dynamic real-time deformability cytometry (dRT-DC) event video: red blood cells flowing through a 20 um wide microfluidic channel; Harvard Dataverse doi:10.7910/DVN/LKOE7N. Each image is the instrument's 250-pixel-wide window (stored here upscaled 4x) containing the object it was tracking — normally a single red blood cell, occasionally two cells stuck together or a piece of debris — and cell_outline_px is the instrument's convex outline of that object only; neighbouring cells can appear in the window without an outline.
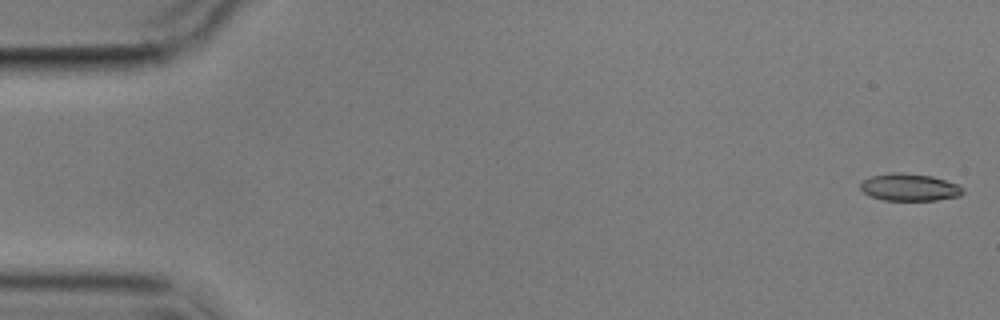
{"species": "common noctule bat (a hibernating species)", "species_latin": "Nyctalus noctula", "temperature_condition": "cold", "stored_images_in_passage": 7, "camera_frame_rate_fps": 3000, "um_per_image_px": 0.085, "animal": {"sex": "male", "body_mass_g": 17.9}, "frame": {"image": 1, "passage_image": 1, "time_ms": 0.0, "image_size_px": [1000, 320], "cell_outline_px": [[964, 192], [960, 196], [936, 200], [884, 200], [872, 196], [864, 192], [860, 188], [860, 184], [864, 180], [872, 176], [892, 172], [900, 172], [932, 176], [956, 184], [964, 188]], "centroid_in_image_um": [77.32, 15.92], "position_along_channel_um": 7.7, "area_um2": 16.13}}
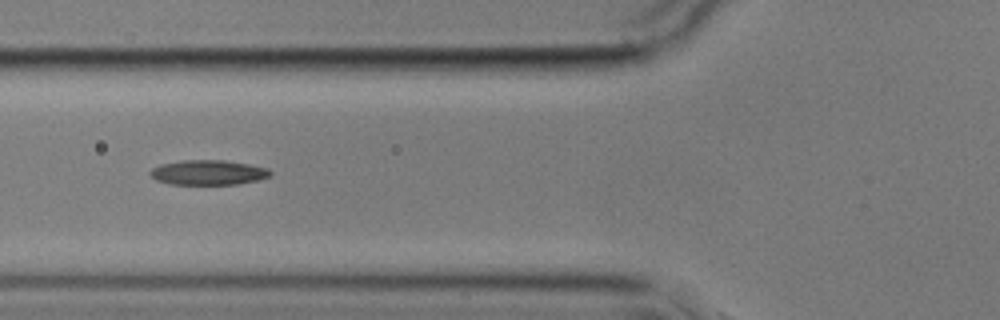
{"frame": {"image": 2, "passage_image": 6, "time_ms": 6.667, "image_size_px": [1000, 320], "cell_outline_px": [[272, 176], [260, 180], [240, 184], [168, 184], [156, 180], [148, 172], [152, 168], [160, 164], [180, 160], [224, 160], [248, 164], [268, 168], [272, 172]], "centroid_in_image_um": [17.72, 14.66], "position_along_channel_um": 108.1, "area_um2": 17.63}}
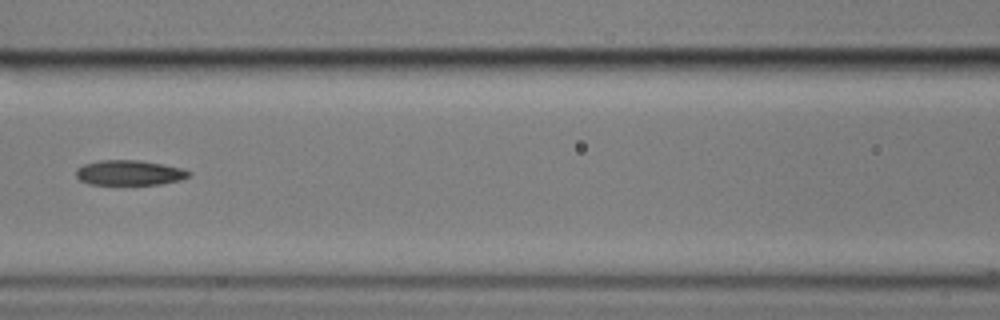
{"frame": {"image": 3, "passage_image": 7, "time_ms": 8.0, "image_size_px": [1000, 320], "cell_outline_px": [[192, 172], [188, 176], [180, 180], [160, 184], [88, 184], [80, 180], [76, 176], [76, 168], [84, 164], [100, 160], [140, 160], [184, 168]], "centroid_in_image_um": [11.0, 14.67], "position_along_channel_um": 155.6, "area_um2": 16.47}}